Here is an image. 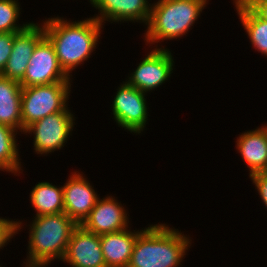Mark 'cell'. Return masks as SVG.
I'll list each match as a JSON object with an SVG mask.
<instances>
[{
	"instance_id": "21",
	"label": "cell",
	"mask_w": 267,
	"mask_h": 267,
	"mask_svg": "<svg viewBox=\"0 0 267 267\" xmlns=\"http://www.w3.org/2000/svg\"><path fill=\"white\" fill-rule=\"evenodd\" d=\"M19 4L16 0H0V33H17L24 30L30 23L17 26Z\"/></svg>"
},
{
	"instance_id": "17",
	"label": "cell",
	"mask_w": 267,
	"mask_h": 267,
	"mask_svg": "<svg viewBox=\"0 0 267 267\" xmlns=\"http://www.w3.org/2000/svg\"><path fill=\"white\" fill-rule=\"evenodd\" d=\"M22 86L18 81L0 75V124L19 129L22 132L21 118Z\"/></svg>"
},
{
	"instance_id": "9",
	"label": "cell",
	"mask_w": 267,
	"mask_h": 267,
	"mask_svg": "<svg viewBox=\"0 0 267 267\" xmlns=\"http://www.w3.org/2000/svg\"><path fill=\"white\" fill-rule=\"evenodd\" d=\"M173 59L167 49L157 48L152 50L137 69L133 72L127 83L143 93L160 86L173 72Z\"/></svg>"
},
{
	"instance_id": "10",
	"label": "cell",
	"mask_w": 267,
	"mask_h": 267,
	"mask_svg": "<svg viewBox=\"0 0 267 267\" xmlns=\"http://www.w3.org/2000/svg\"><path fill=\"white\" fill-rule=\"evenodd\" d=\"M63 262L72 267H106L100 235L78 225L71 234Z\"/></svg>"
},
{
	"instance_id": "7",
	"label": "cell",
	"mask_w": 267,
	"mask_h": 267,
	"mask_svg": "<svg viewBox=\"0 0 267 267\" xmlns=\"http://www.w3.org/2000/svg\"><path fill=\"white\" fill-rule=\"evenodd\" d=\"M73 114L61 111L40 119L29 125L24 132H33L36 153L47 154L61 149L73 130Z\"/></svg>"
},
{
	"instance_id": "24",
	"label": "cell",
	"mask_w": 267,
	"mask_h": 267,
	"mask_svg": "<svg viewBox=\"0 0 267 267\" xmlns=\"http://www.w3.org/2000/svg\"><path fill=\"white\" fill-rule=\"evenodd\" d=\"M250 178L257 187V191L267 208V171L250 174Z\"/></svg>"
},
{
	"instance_id": "13",
	"label": "cell",
	"mask_w": 267,
	"mask_h": 267,
	"mask_svg": "<svg viewBox=\"0 0 267 267\" xmlns=\"http://www.w3.org/2000/svg\"><path fill=\"white\" fill-rule=\"evenodd\" d=\"M112 196L96 201L95 207L81 226L97 235L117 232L128 228V217L123 208Z\"/></svg>"
},
{
	"instance_id": "14",
	"label": "cell",
	"mask_w": 267,
	"mask_h": 267,
	"mask_svg": "<svg viewBox=\"0 0 267 267\" xmlns=\"http://www.w3.org/2000/svg\"><path fill=\"white\" fill-rule=\"evenodd\" d=\"M101 16L93 17L101 24L107 21H137L146 22L147 25L152 6L147 0H90Z\"/></svg>"
},
{
	"instance_id": "26",
	"label": "cell",
	"mask_w": 267,
	"mask_h": 267,
	"mask_svg": "<svg viewBox=\"0 0 267 267\" xmlns=\"http://www.w3.org/2000/svg\"><path fill=\"white\" fill-rule=\"evenodd\" d=\"M28 263H26V267H44V265H27Z\"/></svg>"
},
{
	"instance_id": "15",
	"label": "cell",
	"mask_w": 267,
	"mask_h": 267,
	"mask_svg": "<svg viewBox=\"0 0 267 267\" xmlns=\"http://www.w3.org/2000/svg\"><path fill=\"white\" fill-rule=\"evenodd\" d=\"M139 233L124 229L100 235L106 267H128Z\"/></svg>"
},
{
	"instance_id": "11",
	"label": "cell",
	"mask_w": 267,
	"mask_h": 267,
	"mask_svg": "<svg viewBox=\"0 0 267 267\" xmlns=\"http://www.w3.org/2000/svg\"><path fill=\"white\" fill-rule=\"evenodd\" d=\"M45 36L44 27L30 23L24 30L17 32L9 59L0 74L8 79L20 82L28 66V61L36 44Z\"/></svg>"
},
{
	"instance_id": "2",
	"label": "cell",
	"mask_w": 267,
	"mask_h": 267,
	"mask_svg": "<svg viewBox=\"0 0 267 267\" xmlns=\"http://www.w3.org/2000/svg\"><path fill=\"white\" fill-rule=\"evenodd\" d=\"M190 239L166 225L140 230L128 267H177L189 247Z\"/></svg>"
},
{
	"instance_id": "25",
	"label": "cell",
	"mask_w": 267,
	"mask_h": 267,
	"mask_svg": "<svg viewBox=\"0 0 267 267\" xmlns=\"http://www.w3.org/2000/svg\"><path fill=\"white\" fill-rule=\"evenodd\" d=\"M246 2L261 18L267 20V0H243Z\"/></svg>"
},
{
	"instance_id": "22",
	"label": "cell",
	"mask_w": 267,
	"mask_h": 267,
	"mask_svg": "<svg viewBox=\"0 0 267 267\" xmlns=\"http://www.w3.org/2000/svg\"><path fill=\"white\" fill-rule=\"evenodd\" d=\"M16 33H0V74L10 57Z\"/></svg>"
},
{
	"instance_id": "12",
	"label": "cell",
	"mask_w": 267,
	"mask_h": 267,
	"mask_svg": "<svg viewBox=\"0 0 267 267\" xmlns=\"http://www.w3.org/2000/svg\"><path fill=\"white\" fill-rule=\"evenodd\" d=\"M98 198L93 187L79 172H74L63 185L64 213L77 225L88 217Z\"/></svg>"
},
{
	"instance_id": "6",
	"label": "cell",
	"mask_w": 267,
	"mask_h": 267,
	"mask_svg": "<svg viewBox=\"0 0 267 267\" xmlns=\"http://www.w3.org/2000/svg\"><path fill=\"white\" fill-rule=\"evenodd\" d=\"M69 81L70 77L61 68L52 43L44 36L36 44L26 73L19 83L22 87H29Z\"/></svg>"
},
{
	"instance_id": "20",
	"label": "cell",
	"mask_w": 267,
	"mask_h": 267,
	"mask_svg": "<svg viewBox=\"0 0 267 267\" xmlns=\"http://www.w3.org/2000/svg\"><path fill=\"white\" fill-rule=\"evenodd\" d=\"M15 129L0 124V170L17 173L21 169L15 141ZM15 134V135H14Z\"/></svg>"
},
{
	"instance_id": "19",
	"label": "cell",
	"mask_w": 267,
	"mask_h": 267,
	"mask_svg": "<svg viewBox=\"0 0 267 267\" xmlns=\"http://www.w3.org/2000/svg\"><path fill=\"white\" fill-rule=\"evenodd\" d=\"M30 200L37 211L36 217L64 212L63 187L39 182L31 191Z\"/></svg>"
},
{
	"instance_id": "1",
	"label": "cell",
	"mask_w": 267,
	"mask_h": 267,
	"mask_svg": "<svg viewBox=\"0 0 267 267\" xmlns=\"http://www.w3.org/2000/svg\"><path fill=\"white\" fill-rule=\"evenodd\" d=\"M48 19L43 25L44 34L52 43L61 68L70 76V71L93 52L102 24L95 18L72 23L57 17Z\"/></svg>"
},
{
	"instance_id": "3",
	"label": "cell",
	"mask_w": 267,
	"mask_h": 267,
	"mask_svg": "<svg viewBox=\"0 0 267 267\" xmlns=\"http://www.w3.org/2000/svg\"><path fill=\"white\" fill-rule=\"evenodd\" d=\"M29 230V265H46L62 260L71 234L78 226L66 213L34 217Z\"/></svg>"
},
{
	"instance_id": "4",
	"label": "cell",
	"mask_w": 267,
	"mask_h": 267,
	"mask_svg": "<svg viewBox=\"0 0 267 267\" xmlns=\"http://www.w3.org/2000/svg\"><path fill=\"white\" fill-rule=\"evenodd\" d=\"M206 1L165 0L153 4L147 23V43L185 35L204 9Z\"/></svg>"
},
{
	"instance_id": "5",
	"label": "cell",
	"mask_w": 267,
	"mask_h": 267,
	"mask_svg": "<svg viewBox=\"0 0 267 267\" xmlns=\"http://www.w3.org/2000/svg\"><path fill=\"white\" fill-rule=\"evenodd\" d=\"M70 82L22 87V130L49 114L69 111L66 102L70 94Z\"/></svg>"
},
{
	"instance_id": "16",
	"label": "cell",
	"mask_w": 267,
	"mask_h": 267,
	"mask_svg": "<svg viewBox=\"0 0 267 267\" xmlns=\"http://www.w3.org/2000/svg\"><path fill=\"white\" fill-rule=\"evenodd\" d=\"M237 148L250 174L267 171V125L240 135Z\"/></svg>"
},
{
	"instance_id": "23",
	"label": "cell",
	"mask_w": 267,
	"mask_h": 267,
	"mask_svg": "<svg viewBox=\"0 0 267 267\" xmlns=\"http://www.w3.org/2000/svg\"><path fill=\"white\" fill-rule=\"evenodd\" d=\"M20 225L21 222L0 218V248L5 246L18 229H21Z\"/></svg>"
},
{
	"instance_id": "8",
	"label": "cell",
	"mask_w": 267,
	"mask_h": 267,
	"mask_svg": "<svg viewBox=\"0 0 267 267\" xmlns=\"http://www.w3.org/2000/svg\"><path fill=\"white\" fill-rule=\"evenodd\" d=\"M145 93L129 85L121 84L113 101V115L119 126L134 133H141L147 122Z\"/></svg>"
},
{
	"instance_id": "18",
	"label": "cell",
	"mask_w": 267,
	"mask_h": 267,
	"mask_svg": "<svg viewBox=\"0 0 267 267\" xmlns=\"http://www.w3.org/2000/svg\"><path fill=\"white\" fill-rule=\"evenodd\" d=\"M235 4L241 23L252 42L251 44L267 56V20L261 18L243 0H235Z\"/></svg>"
}]
</instances>
